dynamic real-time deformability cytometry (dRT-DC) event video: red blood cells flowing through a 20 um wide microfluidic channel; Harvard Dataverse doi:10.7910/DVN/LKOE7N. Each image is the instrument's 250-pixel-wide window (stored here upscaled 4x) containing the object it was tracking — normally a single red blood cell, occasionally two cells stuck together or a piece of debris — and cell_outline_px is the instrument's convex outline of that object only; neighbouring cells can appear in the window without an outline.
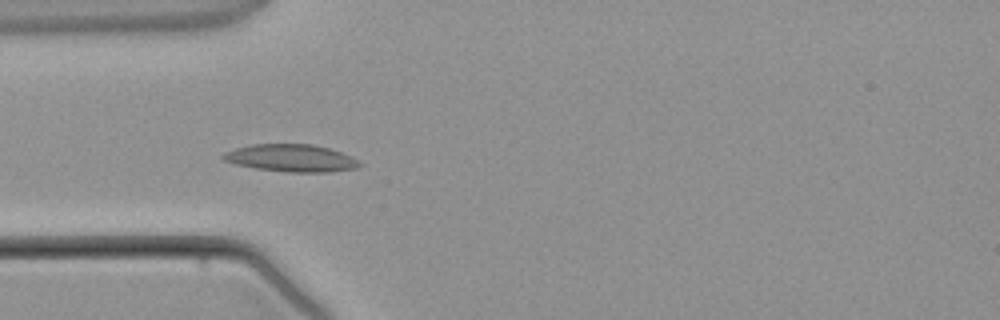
{"species": "common noctule bat (a hibernating species)", "species_latin": "Nyctalus noctula", "temperature_condition": "warm", "stored_images_in_passage": 4, "camera_frame_rate_fps": 3000, "um_per_image_px": 0.085, "animal": {"sex": "male", "body_mass_g": 21.5, "forearm_length_mm": 52.0}, "frame": {"image": 1, "passage_image": 3, "time_ms": 2.333, "image_size_px": [1000, 320], "cell_outline_px": [[364, 164], [356, 168], [332, 172], [288, 172], [256, 168], [236, 164], [220, 160], [220, 156], [224, 152], [236, 148], [252, 144], [312, 144], [328, 148], [352, 156], [360, 160]], "centroid_in_image_um": [24.76, 13.44], "position_along_channel_um": 60.2, "area_um2": 21.96}}
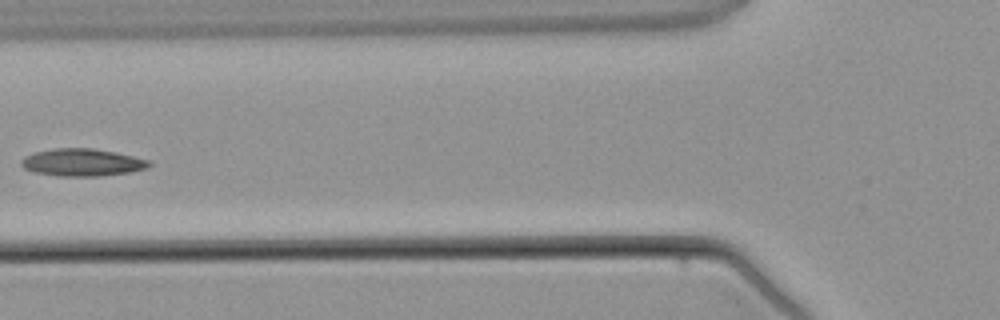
{"frame": {"image": 2, "passage_image": 4, "time_ms": 3.667, "image_size_px": [1000, 320], "cell_outline_px": [[152, 164], [148, 168], [132, 172], [100, 176], [56, 176], [36, 172], [24, 168], [20, 164], [20, 160], [24, 156], [36, 152], [56, 148], [92, 148], [116, 152], [148, 160]], "centroid_in_image_um": [7.0, 13.81], "position_along_channel_um": 118.8, "area_um2": 20.46}}